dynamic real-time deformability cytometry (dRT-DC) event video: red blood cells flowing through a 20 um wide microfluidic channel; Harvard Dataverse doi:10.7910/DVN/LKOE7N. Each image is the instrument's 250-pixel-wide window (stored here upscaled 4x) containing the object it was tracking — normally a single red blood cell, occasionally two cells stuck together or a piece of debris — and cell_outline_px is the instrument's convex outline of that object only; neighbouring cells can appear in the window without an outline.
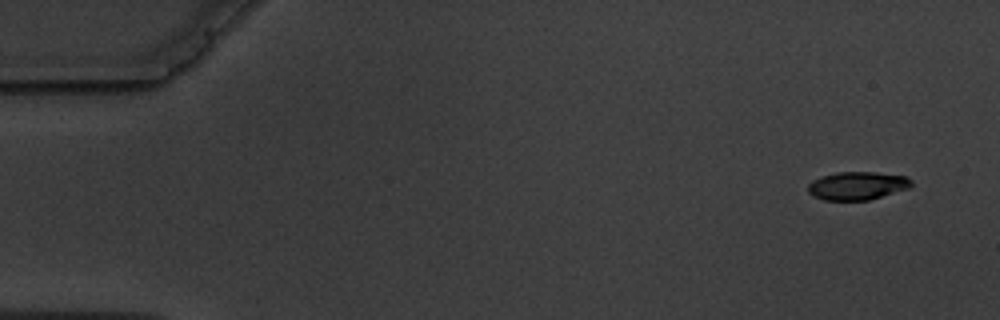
{"species": "common noctule bat (a hibernating species)", "species_latin": "Nyctalus noctula", "temperature_condition": "warm", "stored_images_in_passage": 5, "camera_frame_rate_fps": 3000, "um_per_image_px": 0.085, "animal": {"sex": "male", "body_mass_g": 19.5, "forearm_length_mm": 54.6}, "frame": {"image": 1, "passage_image": 1, "time_ms": 0.0, "image_size_px": [1000, 320], "cell_outline_px": [[912, 184], [908, 188], [868, 200], [824, 200], [812, 196], [808, 192], [808, 184], [812, 180], [820, 176], [836, 172], [876, 172], [908, 176], [912, 180]], "centroid_in_image_um": [72.84, 15.77], "position_along_channel_um": 12.2, "area_um2": 17.05}}
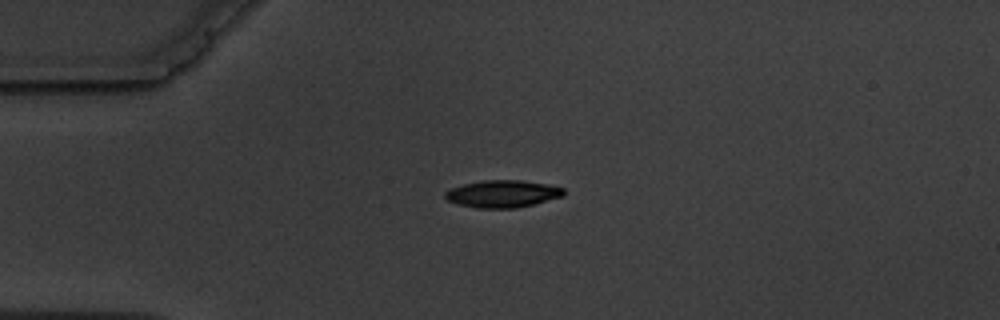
{"frame": {"image": 2, "passage_image": 4, "time_ms": 3.667, "image_size_px": [1000, 320], "cell_outline_px": [[564, 196], [516, 208], [476, 208], [456, 204], [448, 200], [444, 196], [444, 192], [452, 188], [464, 184], [484, 180], [520, 180], [544, 184], [564, 188]], "centroid_in_image_um": [42.69, 16.48], "position_along_channel_um": 42.3, "area_um2": 18.67}}